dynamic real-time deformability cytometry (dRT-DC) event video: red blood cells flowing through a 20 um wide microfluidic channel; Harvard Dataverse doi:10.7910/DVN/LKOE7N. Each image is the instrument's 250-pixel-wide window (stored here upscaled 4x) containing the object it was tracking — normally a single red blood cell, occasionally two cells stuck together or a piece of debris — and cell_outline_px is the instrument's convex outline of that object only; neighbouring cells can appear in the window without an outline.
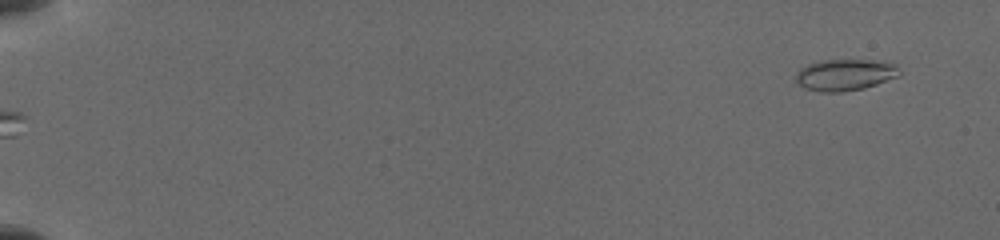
{"species": "common noctule bat (a hibernating species)", "species_latin": "Nyctalus noctula", "temperature_condition": "cold", "stored_images_in_passage": 29, "camera_frame_rate_fps": 3000, "um_per_image_px": 0.085, "animal": {"sex": "female", "body_mass_g": 19.5, "forearm_length_mm": 54.1}, "frame": {"image": 1, "passage_image": 1, "time_ms": 0.0, "image_size_px": [1000, 240], "cell_outline_px": [[900, 76], [864, 88], [840, 92], [820, 92], [808, 88], [800, 84], [796, 80], [796, 72], [800, 68], [808, 64], [828, 60], [868, 60], [892, 64], [900, 68]], "centroid_in_image_um": [71.83, 6.36], "position_along_channel_um": 13.2, "area_um2": 18.67}}
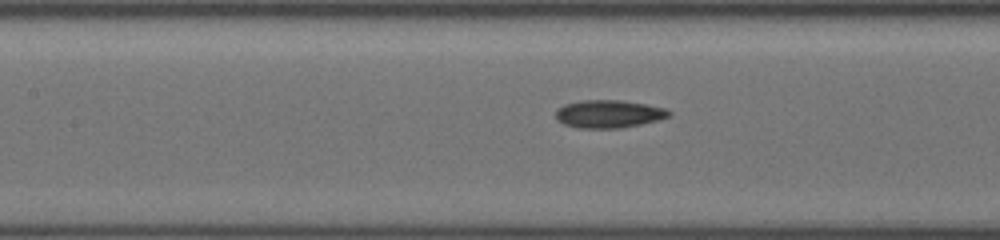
{"frame": {"image": 2, "passage_image": 20, "time_ms": 8.0, "image_size_px": [1000, 240], "cell_outline_px": [[672, 116], [640, 124], [616, 128], [580, 128], [564, 124], [556, 116], [556, 112], [564, 104], [584, 100], [620, 100], [644, 104], [664, 108], [672, 112]], "centroid_in_image_um": [51.77, 9.68], "position_along_channel_um": 155.6, "area_um2": 18.03}}
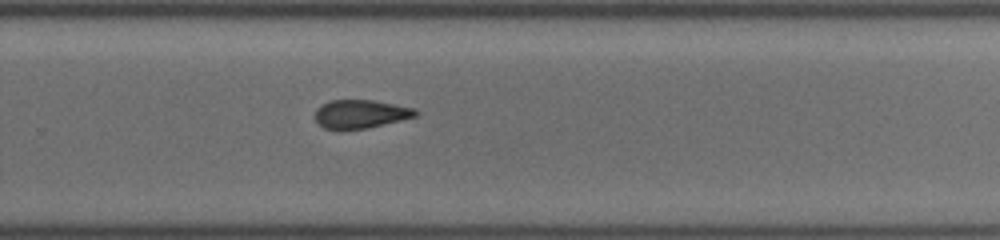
{"frame": {"image": 3, "passage_image": 29, "time_ms": 11.667, "image_size_px": [1000, 240], "cell_outline_px": [[416, 116], [364, 128], [324, 128], [316, 124], [316, 112], [324, 104], [332, 100], [372, 100], [412, 108], [416, 112]], "centroid_in_image_um": [30.61, 9.68], "position_along_channel_um": 299.2, "area_um2": 15.84}}